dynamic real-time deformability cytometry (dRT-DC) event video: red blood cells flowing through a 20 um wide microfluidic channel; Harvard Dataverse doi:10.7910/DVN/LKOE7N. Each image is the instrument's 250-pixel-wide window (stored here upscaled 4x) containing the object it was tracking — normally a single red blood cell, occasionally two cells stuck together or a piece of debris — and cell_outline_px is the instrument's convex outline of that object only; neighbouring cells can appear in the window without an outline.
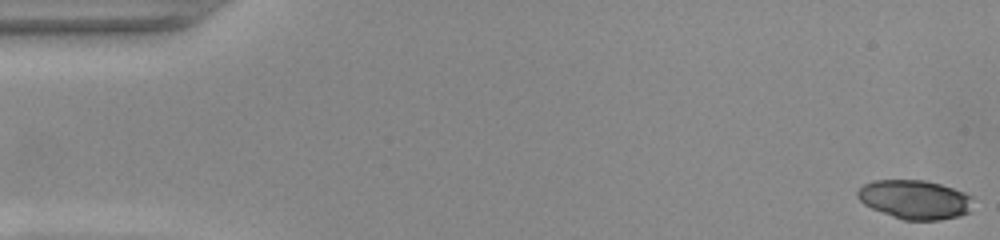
{"species": "common noctule bat (a hibernating species)", "species_latin": "Nyctalus noctula", "temperature_condition": "warm", "stored_images_in_passage": 52, "camera_frame_rate_fps": 3000, "um_per_image_px": 0.085, "animal": {"sex": "female", "body_mass_g": 22.0, "forearm_length_mm": 56.7}, "frame": {"image": 1, "passage_image": 1, "time_ms": 0.0, "image_size_px": [1000, 240], "cell_outline_px": [[972, 212], [960, 216], [940, 220], [904, 220], [892, 216], [872, 208], [864, 204], [856, 196], [856, 192], [864, 184], [872, 180], [924, 180], [940, 184], [964, 192], [972, 196]], "centroid_in_image_um": [77.79, 16.96], "position_along_channel_um": 7.2, "area_um2": 26.41}}
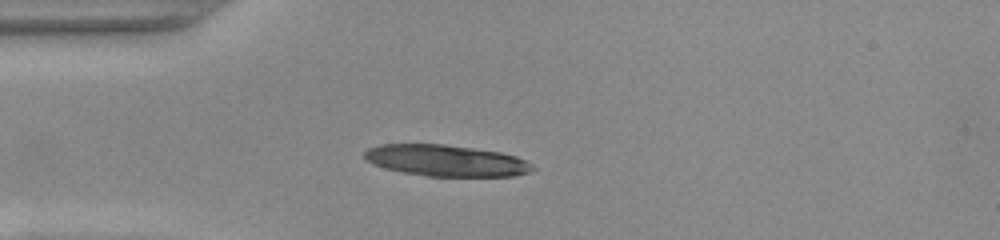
{"frame": {"image": 2, "passage_image": 14, "time_ms": 4.333, "image_size_px": [1000, 240], "cell_outline_px": [[536, 168], [528, 172], [516, 176], [428, 176], [404, 172], [384, 168], [372, 164], [364, 160], [364, 152], [368, 148], [380, 144], [444, 144], [500, 152], [516, 156], [532, 164]], "centroid_in_image_um": [37.89, 13.65], "position_along_channel_um": 47.1, "area_um2": 30.75}}